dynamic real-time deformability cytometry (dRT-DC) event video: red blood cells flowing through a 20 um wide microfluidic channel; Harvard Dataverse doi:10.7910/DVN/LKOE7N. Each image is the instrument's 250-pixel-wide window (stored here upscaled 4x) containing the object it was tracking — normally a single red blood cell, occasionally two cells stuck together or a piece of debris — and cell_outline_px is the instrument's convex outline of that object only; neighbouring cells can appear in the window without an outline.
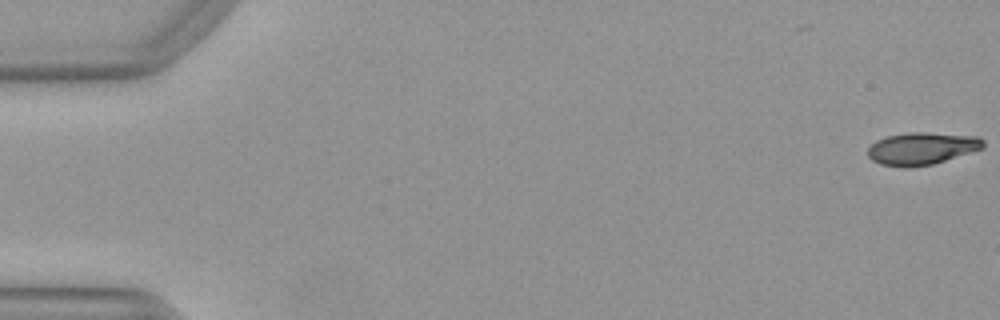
{"species": "Egyptian fruit bat (a non-hibernating species)", "species_latin": "Rousettus aegyptiacus", "temperature_condition": "warm", "stored_images_in_passage": 2, "camera_frame_rate_fps": 3000, "um_per_image_px": 0.085, "animal": {"sex": "female"}, "frame": {"image": 1, "passage_image": 2, "time_ms": 0.333, "image_size_px": [1000, 320], "cell_outline_px": [[984, 148], [932, 164], [912, 168], [900, 168], [880, 164], [872, 160], [868, 156], [868, 148], [876, 140], [888, 136], [908, 132], [924, 132], [980, 136], [984, 140]], "centroid_in_image_um": [78.35, 12.63], "position_along_channel_um": 6.7, "area_um2": 21.96}}